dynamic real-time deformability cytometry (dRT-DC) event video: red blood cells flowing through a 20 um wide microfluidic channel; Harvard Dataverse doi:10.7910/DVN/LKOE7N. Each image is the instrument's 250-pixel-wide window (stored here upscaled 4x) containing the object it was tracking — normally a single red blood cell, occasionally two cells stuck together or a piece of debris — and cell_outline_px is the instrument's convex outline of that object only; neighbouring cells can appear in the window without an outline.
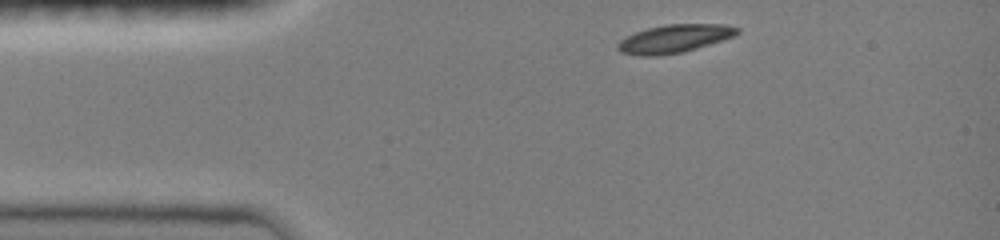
{"species": "common noctule bat (a hibernating species)", "species_latin": "Nyctalus noctula", "temperature_condition": "room temperature", "stored_images_in_passage": 5, "camera_frame_rate_fps": 3000, "um_per_image_px": 0.085, "animal": {"sex": "female", "body_mass_g": 19.0, "forearm_length_mm": 51.5}, "frame": {"image": 1, "passage_image": 1, "time_ms": 0.0, "image_size_px": [1000, 240], "cell_outline_px": [[740, 32], [736, 36], [684, 52], [656, 56], [640, 56], [620, 52], [616, 48], [616, 44], [620, 40], [636, 32], [648, 28], [664, 24], [724, 24], [740, 28]], "centroid_in_image_um": [57.34, 3.29], "position_along_channel_um": 27.7, "area_um2": 19.77}}
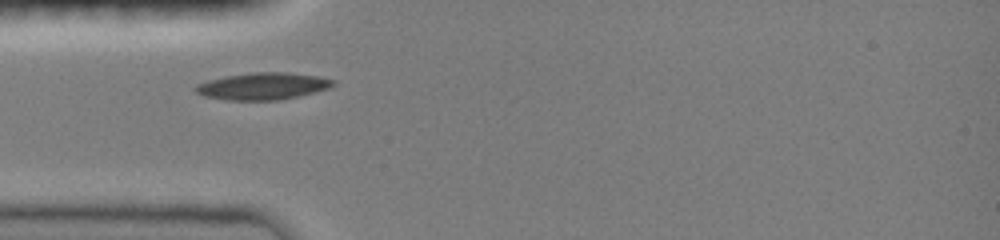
{"frame": {"image": 2, "passage_image": 4, "time_ms": 2.0, "image_size_px": [1000, 240], "cell_outline_px": [[336, 84], [332, 88], [280, 100], [224, 100], [204, 96], [196, 92], [192, 88], [196, 84], [208, 80], [224, 76], [252, 72], [288, 72], [316, 76], [336, 80]], "centroid_in_image_um": [22.33, 7.32], "position_along_channel_um": 62.7, "area_um2": 21.91}}